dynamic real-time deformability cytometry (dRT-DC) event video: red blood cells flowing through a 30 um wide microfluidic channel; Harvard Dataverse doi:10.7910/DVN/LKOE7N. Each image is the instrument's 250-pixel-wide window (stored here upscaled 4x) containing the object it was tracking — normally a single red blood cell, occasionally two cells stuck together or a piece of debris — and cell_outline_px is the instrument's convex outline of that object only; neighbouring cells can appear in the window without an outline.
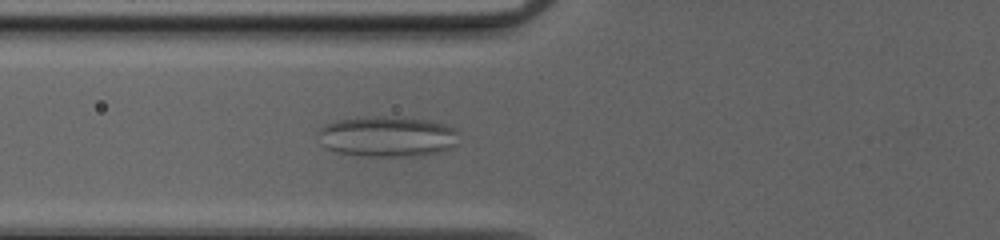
{"species": "common noctule bat (a hibernating species)", "species_latin": "Nyctalus noctula", "temperature_condition": "cold", "stored_images_in_passage": 54, "camera_frame_rate_fps": 3000, "um_per_image_px": 0.085, "animal": {"sex": "female", "body_mass_g": 20.0, "forearm_length_mm": 54.0}, "frame": {"image": 1, "passage_image": 23, "time_ms": 7.333, "image_size_px": [1000, 240], "cell_outline_px": [[456, 144], [440, 152], [420, 156], [364, 156], [340, 152], [328, 148], [324, 144], [320, 132], [320, 128], [324, 124], [336, 120], [356, 116], [396, 116], [428, 120], [444, 124], [452, 128], [456, 132]], "centroid_in_image_um": [32.93, 11.58], "position_along_channel_um": 92.9, "area_um2": 33.18}}
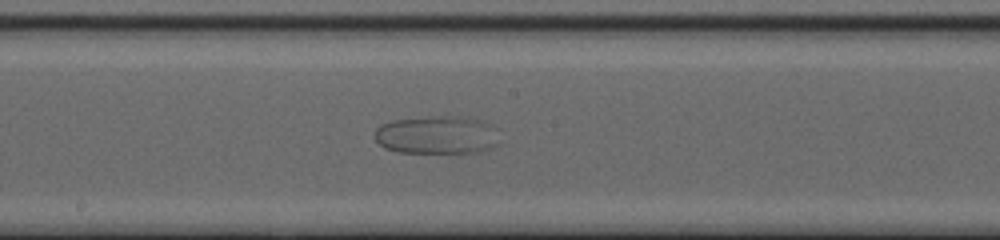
{"frame": {"image": 2, "passage_image": 32, "time_ms": 10.333, "image_size_px": [1000, 240], "cell_outline_px": [[496, 144], [488, 148], [472, 152], [400, 152], [384, 148], [376, 140], [376, 128], [380, 124], [392, 120], [432, 116], [468, 116], [480, 120], [484, 124]], "centroid_in_image_um": [36.95, 11.45], "position_along_channel_um": 211.2, "area_um2": 26.65}}
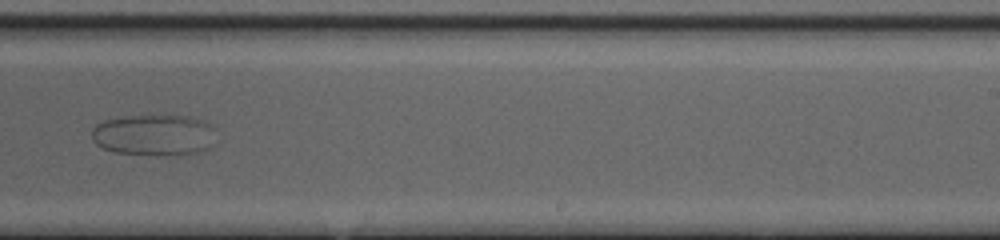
{"frame": {"image": 3, "passage_image": 37, "time_ms": 12.0, "image_size_px": [1000, 240], "cell_outline_px": [[216, 128], [212, 148], [196, 152], [156, 156], [116, 152], [104, 148], [96, 144], [92, 140], [92, 128], [96, 124], [104, 120], [132, 116], [188, 116], [208, 120]], "centroid_in_image_um": [13.15, 11.47], "position_along_channel_um": 275.8, "area_um2": 30.17}}